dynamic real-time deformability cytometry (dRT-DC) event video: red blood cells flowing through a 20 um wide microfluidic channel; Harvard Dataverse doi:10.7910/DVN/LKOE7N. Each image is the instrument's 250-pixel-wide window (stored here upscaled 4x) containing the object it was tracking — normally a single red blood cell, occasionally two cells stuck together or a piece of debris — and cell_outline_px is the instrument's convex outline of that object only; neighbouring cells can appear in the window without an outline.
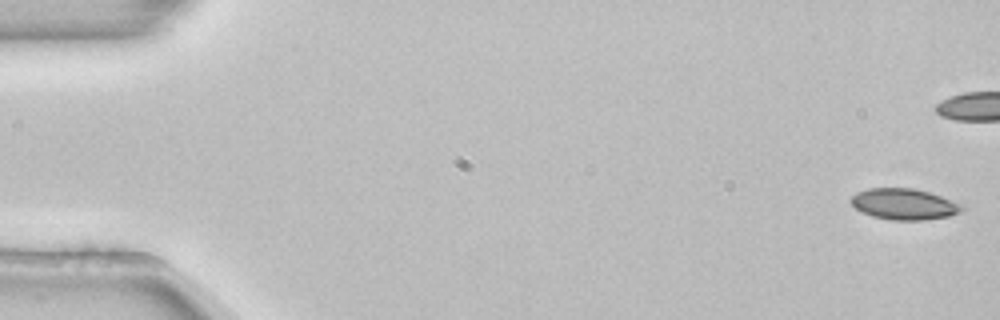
{"species": "common noctule bat (a hibernating species)", "species_latin": "Nyctalus noctula", "temperature_condition": "room temperature", "stored_images_in_passage": 43, "camera_frame_rate_fps": 3000, "um_per_image_px": 0.085, "animal": {"sex": "female", "body_mass_g": 22.7, "forearm_length_mm": 54.2}, "frame": {"image": 1, "passage_image": 1, "time_ms": 0.0, "image_size_px": [1000, 320], "cell_outline_px": [[964, 208], [960, 212], [948, 216], [924, 220], [888, 220], [872, 216], [860, 212], [848, 200], [856, 192], [868, 188], [912, 188], [928, 192], [964, 204]], "centroid_in_image_um": [76.82, 17.35], "position_along_channel_um": 8.2, "area_um2": 20.23}}